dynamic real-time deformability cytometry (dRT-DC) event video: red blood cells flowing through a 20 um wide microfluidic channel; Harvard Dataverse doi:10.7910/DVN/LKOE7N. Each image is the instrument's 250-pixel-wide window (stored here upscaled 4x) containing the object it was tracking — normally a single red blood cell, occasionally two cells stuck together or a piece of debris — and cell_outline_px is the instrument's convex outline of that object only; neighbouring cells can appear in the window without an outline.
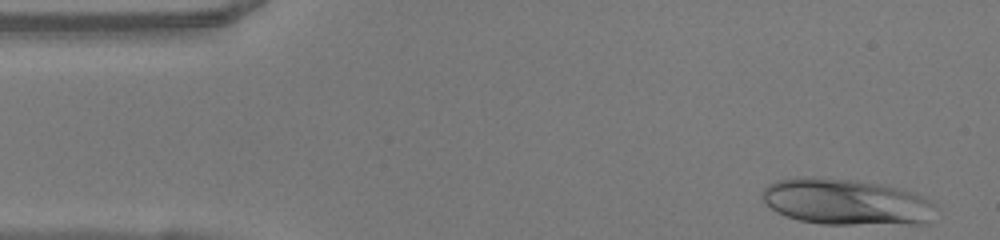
{"species": "human", "species_latin": "Homo sapiens", "temperature_condition": "warm", "stored_images_in_passage": 37, "camera_frame_rate_fps": 3000, "um_per_image_px": 0.085, "donor": {"sex": "female"}, "frame": {"image": 1, "passage_image": 1, "time_ms": 0.0, "image_size_px": [1000, 240], "cell_outline_px": [[932, 204], [928, 224], [820, 224], [800, 220], [776, 212], [764, 200], [760, 192], [768, 184], [776, 180], [812, 176], [856, 180], [880, 184], [896, 188], [920, 196], [928, 200]], "centroid_in_image_um": [71.84, 17.16], "position_along_channel_um": 13.2, "area_um2": 46.12}}
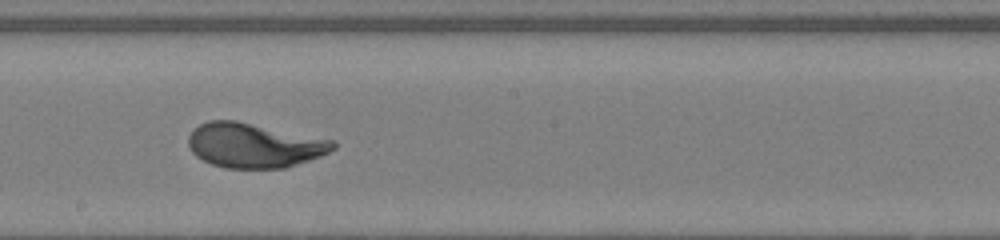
{"frame": {"image": 2, "passage_image": 24, "time_ms": 7.667, "image_size_px": [1000, 240], "cell_outline_px": [[336, 148], [320, 156], [284, 168], [224, 168], [212, 164], [196, 156], [192, 152], [188, 144], [188, 136], [200, 124], [208, 120], [236, 120], [332, 140], [336, 144]], "centroid_in_image_um": [21.57, 12.35], "position_along_channel_um": 226.6, "area_um2": 37.28}}
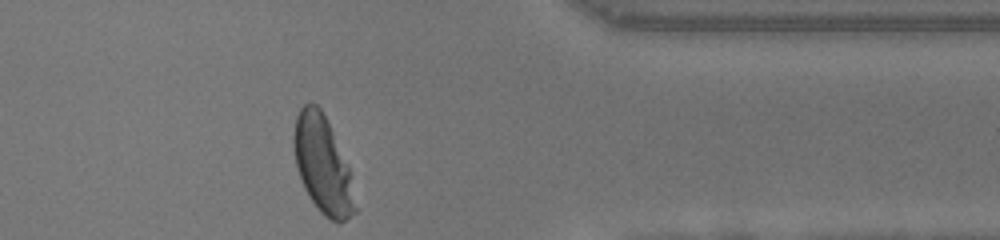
{"frame": {"image": 3, "passage_image": 37, "time_ms": 12.0, "image_size_px": [1000, 240], "cell_outline_px": [[360, 208], [356, 212], [340, 224], [324, 216], [320, 212], [308, 196], [300, 180], [296, 168], [292, 144], [292, 140], [296, 116], [300, 108], [304, 104], [312, 100], [320, 108], [348, 164]], "centroid_in_image_um": [27.44, 14.06], "position_along_channel_um": 384.0, "area_um2": 35.43}, "authors_computed_cell_mechanics": {"area_um2": 37.5122, "velocity_mm_per_s": 4.0685, "shape_relaxation_time_tau1_ms": 3.683, "shape_relaxation_time_tau2_ms": null, "deformation_change_tau1": 0.2191, "deformation_change_tau2": null}}